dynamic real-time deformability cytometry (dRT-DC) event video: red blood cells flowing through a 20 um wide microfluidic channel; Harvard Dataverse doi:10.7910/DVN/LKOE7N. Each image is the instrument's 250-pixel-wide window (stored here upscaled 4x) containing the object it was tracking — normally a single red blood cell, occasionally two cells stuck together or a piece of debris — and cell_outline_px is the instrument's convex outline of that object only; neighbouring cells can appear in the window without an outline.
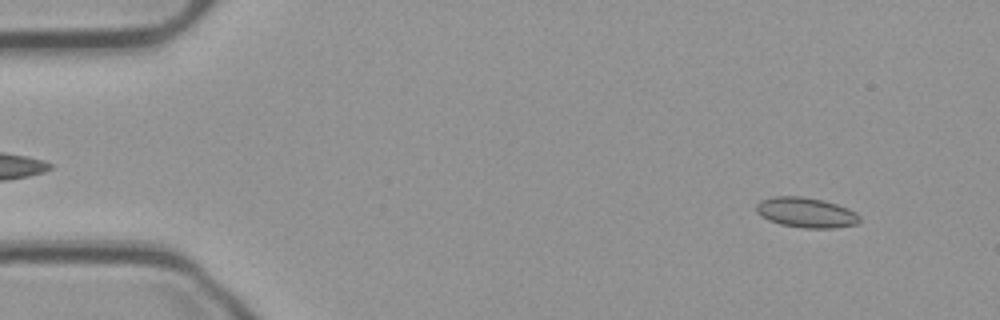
{"species": "common noctule bat (a hibernating species)", "species_latin": "Nyctalus noctula", "temperature_condition": "cold", "stored_images_in_passage": 55, "camera_frame_rate_fps": 3000, "um_per_image_px": 0.085, "animal": {"sex": "male", "body_mass_g": 23.1, "forearm_length_mm": 52.7}, "frame": {"image": 1, "passage_image": 5, "time_ms": 1.333, "image_size_px": [1000, 320], "cell_outline_px": [[860, 220], [856, 224], [836, 228], [804, 228], [780, 224], [768, 220], [760, 216], [756, 212], [756, 204], [760, 200], [772, 196], [800, 196], [824, 200], [848, 208], [856, 212], [860, 216]], "centroid_in_image_um": [68.5, 18.06], "position_along_channel_um": 16.5, "area_um2": 18.32}}
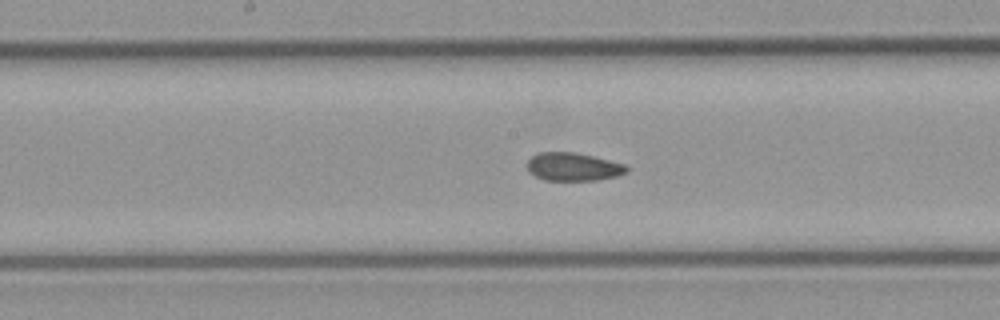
{"frame": {"image": 2, "passage_image": 28, "time_ms": 9.0, "image_size_px": [1000, 320], "cell_outline_px": [[628, 172], [616, 176], [596, 180], [544, 180], [528, 172], [528, 160], [532, 156], [540, 152], [572, 152], [592, 156], [624, 164], [628, 168]], "centroid_in_image_um": [48.71, 14.18], "position_along_channel_um": 199.5, "area_um2": 16.13}}
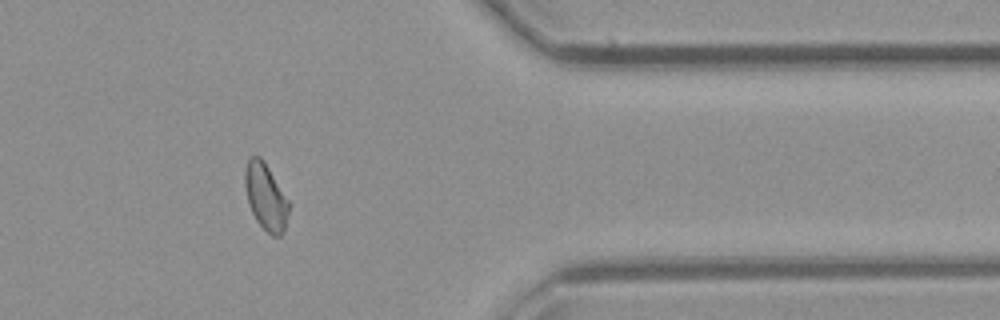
{"frame": {"image": 3, "passage_image": 45, "time_ms": 14.667, "image_size_px": [1000, 320], "cell_outline_px": [[288, 212], [284, 232], [280, 236], [272, 236], [256, 220], [248, 204], [244, 184], [244, 172], [248, 160], [252, 156], [260, 156], [264, 160], [288, 200]], "centroid_in_image_um": [22.57, 16.72], "position_along_channel_um": 388.8, "area_um2": 16.88}, "authors_computed_cell_mechanics": {"area_um2": 17.1088, "velocity_mm_per_s": 3.7155, "shape_relaxation_time_tau1_ms": null, "shape_relaxation_time_tau2_ms": 2.4917, "deformation_change_tau1": null, "deformation_change_tau2": 0.0742}}